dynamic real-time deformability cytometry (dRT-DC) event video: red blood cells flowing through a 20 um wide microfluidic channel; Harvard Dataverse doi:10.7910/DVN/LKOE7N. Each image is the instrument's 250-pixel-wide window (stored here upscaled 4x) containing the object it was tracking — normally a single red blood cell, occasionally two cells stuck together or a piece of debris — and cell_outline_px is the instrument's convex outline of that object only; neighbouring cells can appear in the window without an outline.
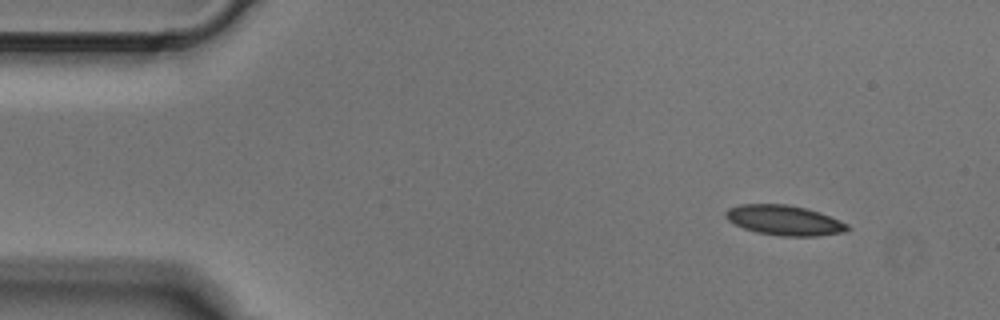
{"species": "Egyptian fruit bat (a non-hibernating species)", "species_latin": "Rousettus aegyptiacus", "temperature_condition": "cold", "stored_images_in_passage": 3, "camera_frame_rate_fps": 3000, "um_per_image_px": 0.085, "animal": {"sex": "male"}, "frame": {"image": 1, "passage_image": 1, "time_ms": 0.0, "image_size_px": [1000, 320], "cell_outline_px": [[852, 228], [848, 232], [816, 236], [780, 236], [756, 232], [744, 228], [728, 220], [724, 216], [724, 212], [728, 208], [740, 204], [788, 204], [808, 208], [820, 212], [840, 220], [848, 224]], "centroid_in_image_um": [66.71, 18.72], "position_along_channel_um": 18.3, "area_um2": 21.62}}